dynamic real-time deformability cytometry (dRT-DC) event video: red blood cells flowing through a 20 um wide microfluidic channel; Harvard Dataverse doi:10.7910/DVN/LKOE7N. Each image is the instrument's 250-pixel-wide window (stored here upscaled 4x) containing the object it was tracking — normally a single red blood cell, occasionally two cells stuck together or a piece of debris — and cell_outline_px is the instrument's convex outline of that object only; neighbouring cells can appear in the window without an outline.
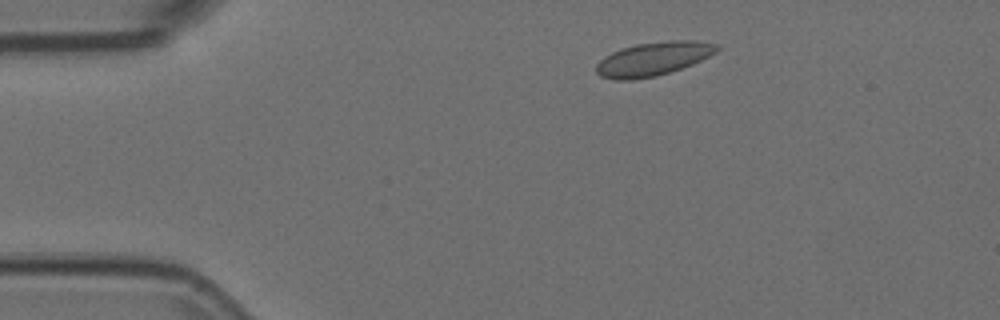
{"species": "Egyptian fruit bat (a non-hibernating species)", "species_latin": "Rousettus aegyptiacus", "temperature_condition": "room temperature", "stored_images_in_passage": 46, "camera_frame_rate_fps": 3000, "um_per_image_px": 0.085, "animal": {"sex": "female"}, "frame": {"image": 1, "passage_image": 1, "time_ms": 0.0, "image_size_px": [1000, 320], "cell_outline_px": [[720, 48], [716, 52], [692, 64], [656, 76], [632, 80], [616, 80], [600, 76], [596, 72], [596, 64], [604, 56], [620, 48], [636, 44], [668, 40], [696, 40], [720, 44]], "centroid_in_image_um": [55.51, 4.99], "position_along_channel_um": 29.5, "area_um2": 23.76}}
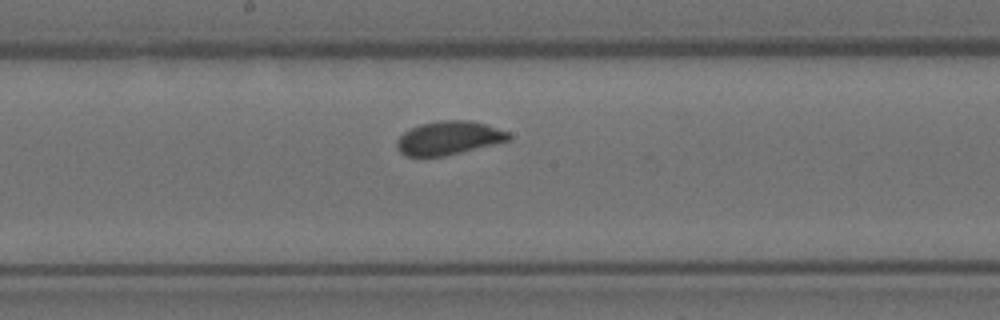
{"frame": {"image": 2, "passage_image": 20, "time_ms": 6.333, "image_size_px": [1000, 320], "cell_outline_px": [[512, 136], [508, 140], [444, 156], [408, 156], [400, 152], [396, 148], [396, 140], [404, 132], [420, 124], [444, 120], [472, 120], [508, 132]], "centroid_in_image_um": [38.1, 11.72], "position_along_channel_um": 210.1, "area_um2": 21.5}}
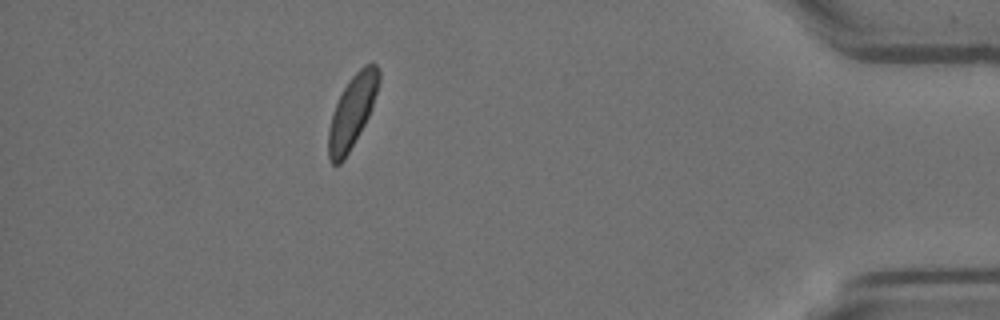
{"frame": {"image": 3, "passage_image": 40, "time_ms": 13.0, "image_size_px": [1000, 320], "cell_outline_px": [[380, 80], [372, 108], [364, 124], [344, 160], [340, 164], [332, 164], [328, 156], [328, 128], [332, 112], [344, 88], [352, 76], [364, 64], [376, 64], [380, 72]], "centroid_in_image_um": [29.92, 9.49], "position_along_channel_um": 405.3, "area_um2": 20.98}}